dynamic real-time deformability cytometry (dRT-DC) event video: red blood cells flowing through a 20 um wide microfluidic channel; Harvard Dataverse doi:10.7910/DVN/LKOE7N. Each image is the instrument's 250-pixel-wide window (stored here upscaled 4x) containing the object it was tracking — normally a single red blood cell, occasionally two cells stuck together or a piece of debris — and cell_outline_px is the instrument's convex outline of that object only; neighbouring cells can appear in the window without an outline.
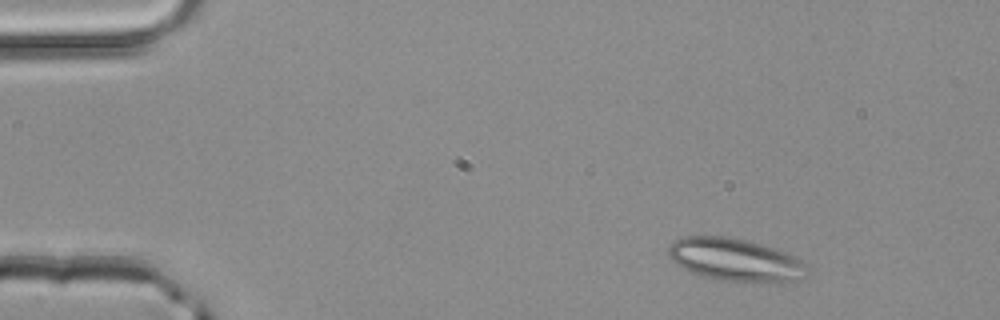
{"species": "common noctule bat (a hibernating species)", "species_latin": "Nyctalus noctula", "temperature_condition": "room temperature", "stored_images_in_passage": 2, "camera_frame_rate_fps": 3000, "um_per_image_px": 0.085, "animal": {"sex": "male", "body_mass_g": 20.4}, "frame": {"image": 1, "passage_image": 1, "time_ms": 0.0, "image_size_px": [1000, 320], "cell_outline_px": [[804, 268], [800, 280], [776, 284], [772, 284], [720, 280], [688, 272], [680, 268], [668, 256], [668, 248], [676, 240], [684, 236], [724, 236], [764, 244], [788, 252], [804, 260]], "centroid_in_image_um": [62.51, 22.1], "position_along_channel_um": 22.5, "area_um2": 35.08}}